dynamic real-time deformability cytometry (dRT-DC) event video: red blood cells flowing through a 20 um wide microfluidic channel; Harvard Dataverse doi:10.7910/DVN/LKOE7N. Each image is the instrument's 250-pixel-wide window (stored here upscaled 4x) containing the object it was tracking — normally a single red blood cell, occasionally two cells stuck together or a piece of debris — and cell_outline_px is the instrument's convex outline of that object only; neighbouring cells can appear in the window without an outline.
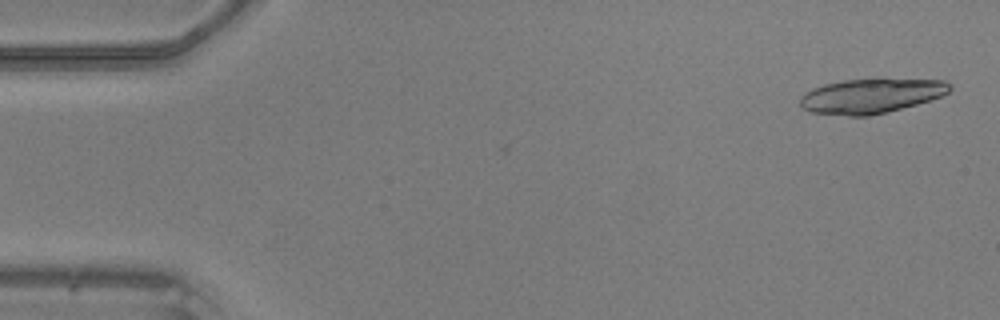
{"species": "common noctule bat (a hibernating species)", "species_latin": "Nyctalus noctula", "temperature_condition": "warm", "stored_images_in_passage": 11, "camera_frame_rate_fps": 3000, "um_per_image_px": 0.085, "animal": {"sex": "male", "body_mass_g": 20.5, "forearm_length_mm": 52.5}, "frame": {"image": 1, "passage_image": 2, "time_ms": 0.333, "image_size_px": [1000, 320], "cell_outline_px": [[952, 88], [948, 92], [940, 96], [916, 104], [868, 116], [848, 116], [808, 112], [800, 104], [800, 96], [804, 92], [812, 88], [824, 84], [844, 80], [876, 76], [884, 76], [944, 80], [952, 84]], "centroid_in_image_um": [74.05, 8.09], "position_along_channel_um": 10.9, "area_um2": 31.27}}